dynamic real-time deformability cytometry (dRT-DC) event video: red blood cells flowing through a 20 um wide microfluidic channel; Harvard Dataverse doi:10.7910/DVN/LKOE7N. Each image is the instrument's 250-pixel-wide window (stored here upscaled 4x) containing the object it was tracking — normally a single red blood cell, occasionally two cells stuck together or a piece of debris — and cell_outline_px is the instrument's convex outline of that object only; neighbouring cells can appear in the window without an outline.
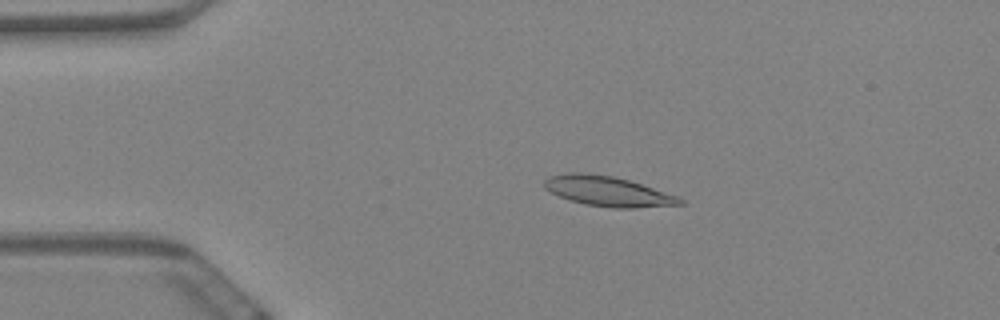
{"species": "Egyptian fruit bat (a non-hibernating species)", "species_latin": "Rousettus aegyptiacus", "temperature_condition": "warm", "stored_images_in_passage": 59, "camera_frame_rate_fps": 3000, "um_per_image_px": 0.085, "animal": {"sex": "female"}, "frame": {"image": 1, "passage_image": 12, "time_ms": 3.667, "image_size_px": [1000, 320], "cell_outline_px": [[684, 204], [632, 208], [612, 208], [584, 204], [568, 200], [544, 188], [544, 180], [548, 176], [572, 172], [584, 172], [612, 176], [628, 180], [680, 196], [684, 200]], "centroid_in_image_um": [51.67, 16.26], "position_along_channel_um": 33.3, "area_um2": 23.76}}
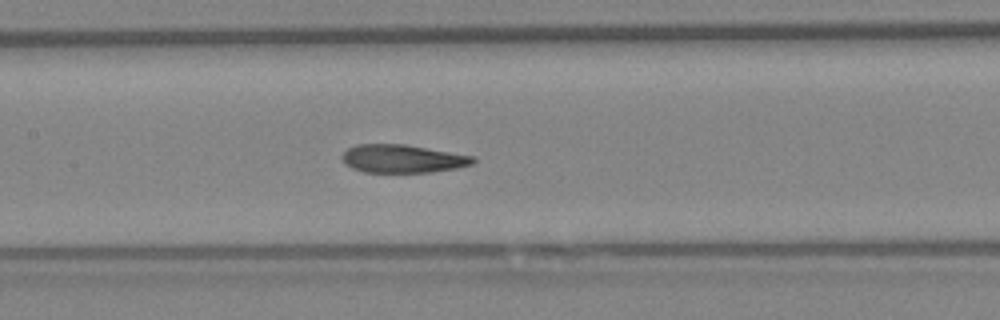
{"frame": {"image": 2, "passage_image": 28, "time_ms": 9.0, "image_size_px": [1000, 320], "cell_outline_px": [[476, 160], [472, 164], [456, 168], [432, 172], [364, 172], [352, 168], [344, 164], [340, 156], [348, 148], [356, 144], [404, 144], [476, 156]], "centroid_in_image_um": [34.21, 13.48], "position_along_channel_um": 173.2, "area_um2": 21.62}}
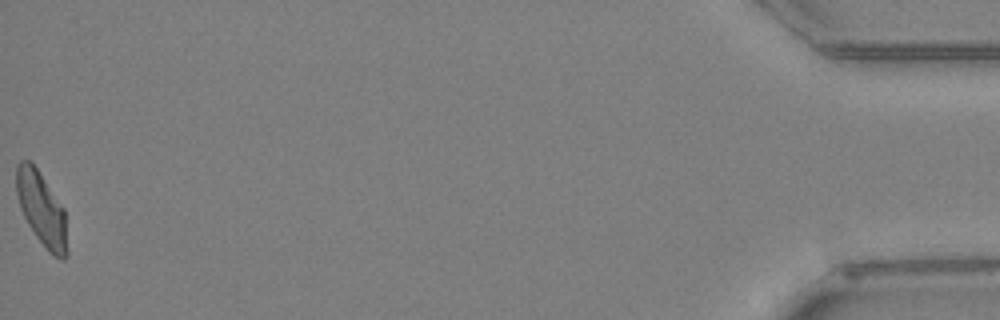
{"frame": {"image": 3, "passage_image": 59, "time_ms": 19.333, "image_size_px": [1000, 320], "cell_outline_px": [[68, 252], [64, 260], [60, 260], [52, 256], [48, 252], [36, 236], [28, 224], [20, 208], [16, 192], [16, 164], [20, 160], [28, 160], [36, 168], [64, 208]], "centroid_in_image_um": [3.54, 17.81], "position_along_channel_um": 431.7, "area_um2": 21.79}, "authors_computed_cell_mechanics": {"area_um2": 22.3686, "velocity_mm_per_s": 3.4712, "shape_relaxation_time_tau1_ms": 6.2006, "shape_relaxation_time_tau2_ms": 1.5334, "deformation_change_tau1": 0.1898, "deformation_change_tau2": 0.0892}}